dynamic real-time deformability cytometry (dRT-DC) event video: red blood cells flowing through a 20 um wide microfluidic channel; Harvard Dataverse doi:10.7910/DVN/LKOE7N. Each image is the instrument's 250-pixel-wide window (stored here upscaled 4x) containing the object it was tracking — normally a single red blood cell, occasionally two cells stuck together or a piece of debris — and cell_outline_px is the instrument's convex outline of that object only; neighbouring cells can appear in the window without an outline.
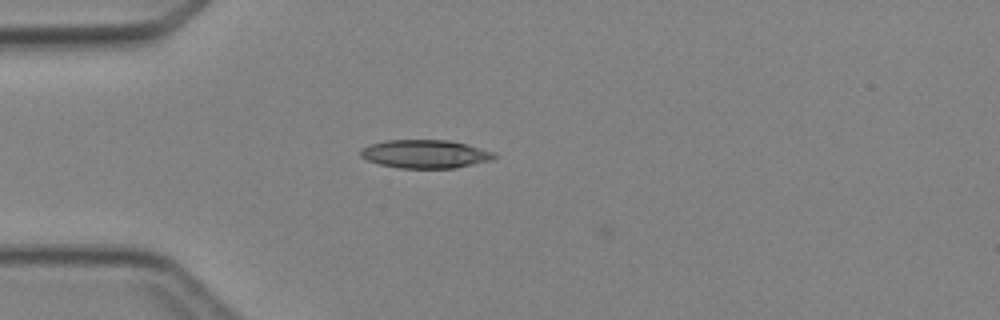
{"species": "Egyptian fruit bat (a non-hibernating species)", "species_latin": "Rousettus aegyptiacus", "temperature_condition": "cold", "stored_images_in_passage": 5, "camera_frame_rate_fps": 3000, "um_per_image_px": 0.085, "animal": {"sex": "female"}, "frame": {"image": 1, "passage_image": 4, "time_ms": 3.667, "image_size_px": [1000, 320], "cell_outline_px": [[496, 156], [492, 160], [456, 168], [400, 168], [380, 164], [368, 160], [360, 156], [360, 148], [384, 140], [448, 140], [468, 144], [496, 152]], "centroid_in_image_um": [36.17, 13.08], "position_along_channel_um": 48.8, "area_um2": 22.2}}